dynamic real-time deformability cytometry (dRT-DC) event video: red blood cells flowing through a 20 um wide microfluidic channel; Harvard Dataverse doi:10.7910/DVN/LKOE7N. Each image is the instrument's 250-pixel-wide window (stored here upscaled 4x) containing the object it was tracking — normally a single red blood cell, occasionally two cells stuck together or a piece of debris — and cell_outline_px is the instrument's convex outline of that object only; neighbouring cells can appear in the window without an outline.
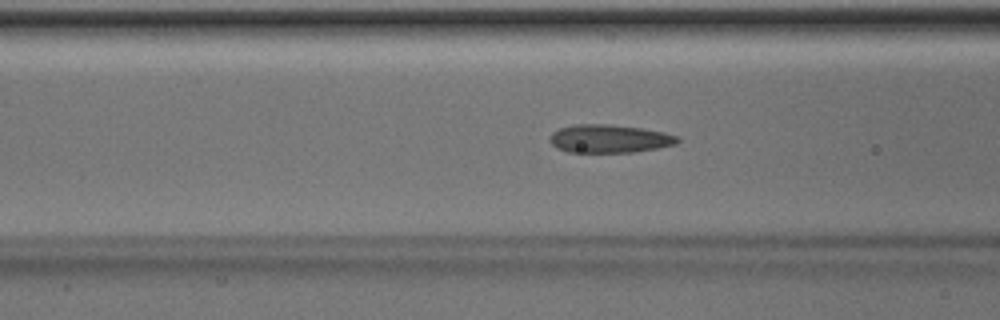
{"species": "Egyptian fruit bat (a non-hibernating species)", "species_latin": "Rousettus aegyptiacus", "temperature_condition": "room temperature", "stored_images_in_passage": 51, "camera_frame_rate_fps": 3000, "um_per_image_px": 0.085, "animal": {"sex": "male"}, "frame": {"image": 1, "passage_image": 20, "time_ms": 6.333, "image_size_px": [1000, 320], "cell_outline_px": [[680, 140], [676, 144], [656, 148], [632, 152], [568, 152], [556, 148], [548, 140], [548, 136], [552, 132], [560, 128], [576, 124], [608, 124], [640, 128], [664, 132], [680, 136]], "centroid_in_image_um": [51.77, 11.79], "position_along_channel_um": 114.8, "area_um2": 21.04}}
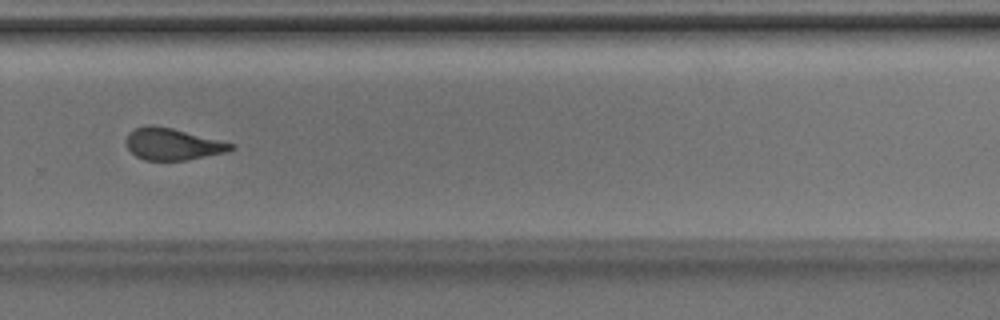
{"frame": {"image": 2, "passage_image": 35, "time_ms": 11.333, "image_size_px": [1000, 320], "cell_outline_px": [[236, 148], [228, 152], [188, 160], [144, 160], [136, 156], [128, 148], [124, 140], [128, 132], [144, 124], [152, 124], [172, 128], [236, 144]], "centroid_in_image_um": [14.67, 12.24], "position_along_channel_um": 315.1, "area_um2": 19.71}}
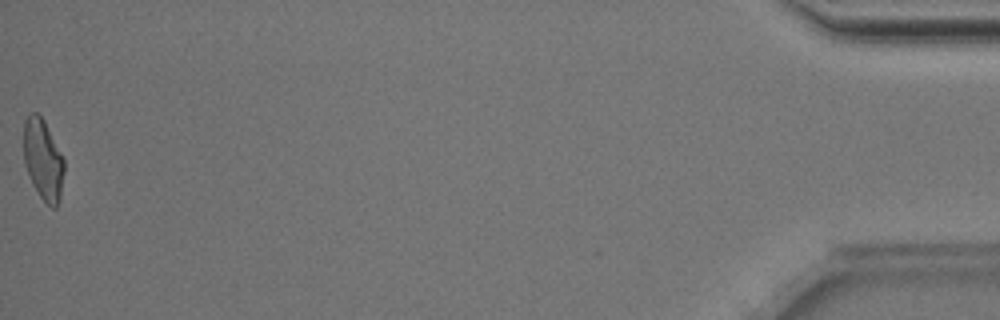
{"frame": {"image": 3, "passage_image": 51, "time_ms": 16.667, "image_size_px": [1000, 320], "cell_outline_px": [[64, 172], [60, 200], [56, 208], [52, 208], [40, 196], [32, 184], [24, 164], [24, 120], [32, 112], [36, 112], [44, 120], [64, 160]], "centroid_in_image_um": [3.66, 13.59], "position_along_channel_um": 431.5, "area_um2": 18.96}, "authors_computed_cell_mechanics": {"area_um2": 20.4034, "velocity_mm_per_s": 4.0188, "shape_relaxation_time_tau1_ms": 6.1878, "shape_relaxation_time_tau2_ms": 1.4093, "deformation_change_tau1": 0.175, "deformation_change_tau2": 0.1001}}